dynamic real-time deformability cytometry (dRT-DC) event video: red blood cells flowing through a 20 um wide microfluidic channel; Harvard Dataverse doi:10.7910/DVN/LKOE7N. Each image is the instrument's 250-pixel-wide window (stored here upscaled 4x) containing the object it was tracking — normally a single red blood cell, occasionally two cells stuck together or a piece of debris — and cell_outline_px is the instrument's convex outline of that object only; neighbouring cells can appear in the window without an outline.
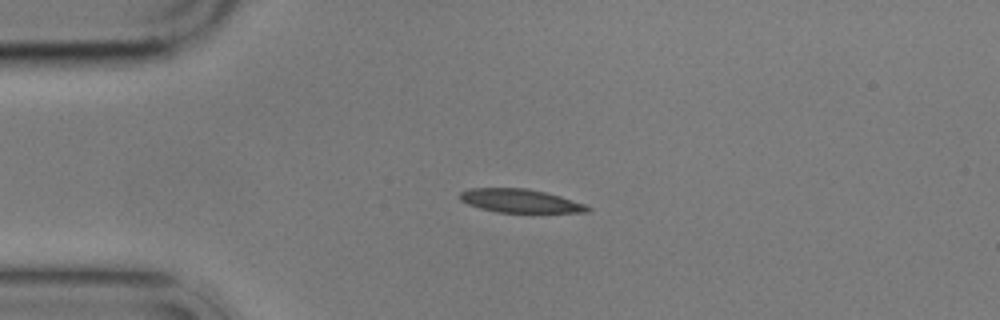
{"species": "common noctule bat (a hibernating species)", "species_latin": "Nyctalus noctula", "temperature_condition": "cold", "stored_images_in_passage": 3, "camera_frame_rate_fps": 3000, "um_per_image_px": 0.085, "animal": {"sex": "male", "body_mass_g": 17.9}, "frame": {"image": 1, "passage_image": 1, "time_ms": 0.0, "image_size_px": [1000, 320], "cell_outline_px": [[592, 208], [588, 212], [496, 212], [480, 208], [468, 204], [460, 200], [460, 192], [468, 188], [528, 188], [560, 196], [584, 204]], "centroid_in_image_um": [44.18, 17.06], "position_along_channel_um": 40.8, "area_um2": 17.34}}
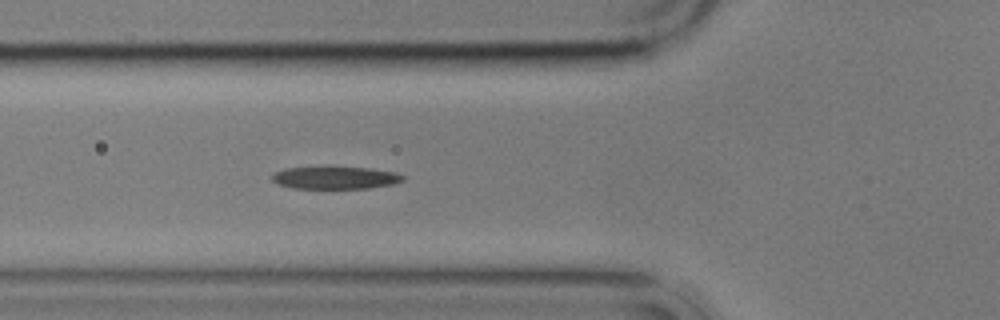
{"frame": {"image": 2, "passage_image": 3, "time_ms": 2.333, "image_size_px": [1000, 320], "cell_outline_px": [[404, 180], [392, 184], [368, 188], [292, 188], [280, 184], [272, 180], [272, 176], [276, 172], [284, 168], [328, 164], [332, 164], [372, 168], [396, 172], [404, 176]], "centroid_in_image_um": [28.49, 15.05], "position_along_channel_um": 97.3, "area_um2": 18.03}}